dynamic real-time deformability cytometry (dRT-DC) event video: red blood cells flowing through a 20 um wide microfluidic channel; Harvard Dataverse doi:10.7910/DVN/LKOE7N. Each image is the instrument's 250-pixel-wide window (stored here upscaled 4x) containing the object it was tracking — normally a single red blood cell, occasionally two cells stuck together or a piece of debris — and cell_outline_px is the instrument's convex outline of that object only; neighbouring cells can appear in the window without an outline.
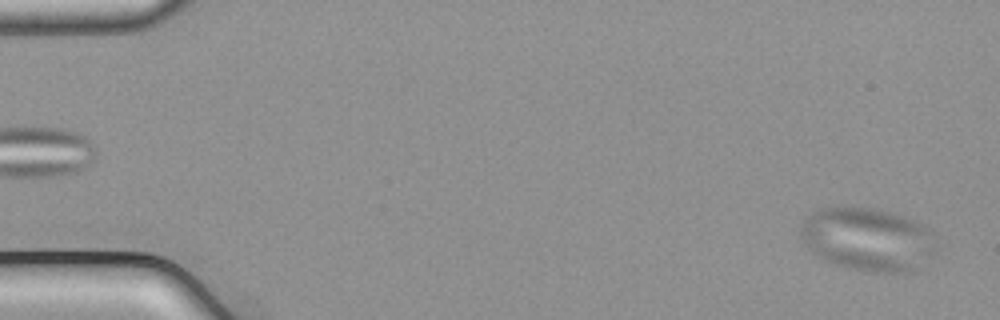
{"species": "common noctule bat (a hibernating species)", "species_latin": "Nyctalus noctula", "temperature_condition": "cold", "stored_images_in_passage": 5, "camera_frame_rate_fps": 3000, "um_per_image_px": 0.085, "animal": {"sex": "male", "body_mass_g": 21.5, "forearm_length_mm": 52.0}, "frame": {"image": 1, "passage_image": 2, "time_ms": 0.333, "image_size_px": [1000, 320], "cell_outline_px": [[936, 252], [916, 272], [860, 272], [824, 260], [808, 248], [804, 244], [800, 236], [800, 224], [816, 208], [840, 204], [876, 208], [892, 212], [916, 220], [928, 228], [932, 232]], "centroid_in_image_um": [73.75, 20.31], "position_along_channel_um": 11.3, "area_um2": 51.44}}